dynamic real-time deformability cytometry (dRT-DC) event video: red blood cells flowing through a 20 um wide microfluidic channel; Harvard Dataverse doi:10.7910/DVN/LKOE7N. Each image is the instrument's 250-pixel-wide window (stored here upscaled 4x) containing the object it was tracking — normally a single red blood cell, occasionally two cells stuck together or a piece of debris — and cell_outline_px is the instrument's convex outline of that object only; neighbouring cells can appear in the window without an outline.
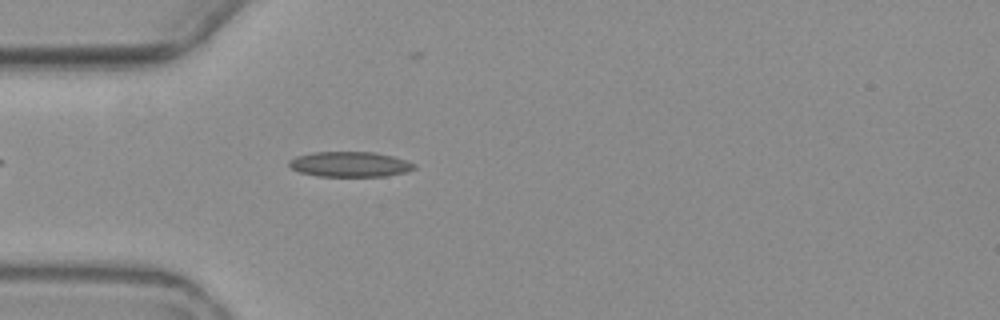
{"species": "common noctule bat (a hibernating species)", "species_latin": "Nyctalus noctula", "temperature_condition": "warm", "stored_images_in_passage": 4, "camera_frame_rate_fps": 3000, "um_per_image_px": 0.085, "animal": {"sex": "female", "body_mass_g": 19.3, "forearm_length_mm": 54.1}, "frame": {"image": 1, "passage_image": 3, "time_ms": 2.333, "image_size_px": [1000, 320], "cell_outline_px": [[416, 168], [404, 172], [384, 176], [320, 176], [300, 172], [292, 168], [288, 164], [288, 160], [296, 156], [312, 152], [376, 152], [392, 156], [416, 164]], "centroid_in_image_um": [29.72, 13.95], "position_along_channel_um": 55.3, "area_um2": 18.26}}